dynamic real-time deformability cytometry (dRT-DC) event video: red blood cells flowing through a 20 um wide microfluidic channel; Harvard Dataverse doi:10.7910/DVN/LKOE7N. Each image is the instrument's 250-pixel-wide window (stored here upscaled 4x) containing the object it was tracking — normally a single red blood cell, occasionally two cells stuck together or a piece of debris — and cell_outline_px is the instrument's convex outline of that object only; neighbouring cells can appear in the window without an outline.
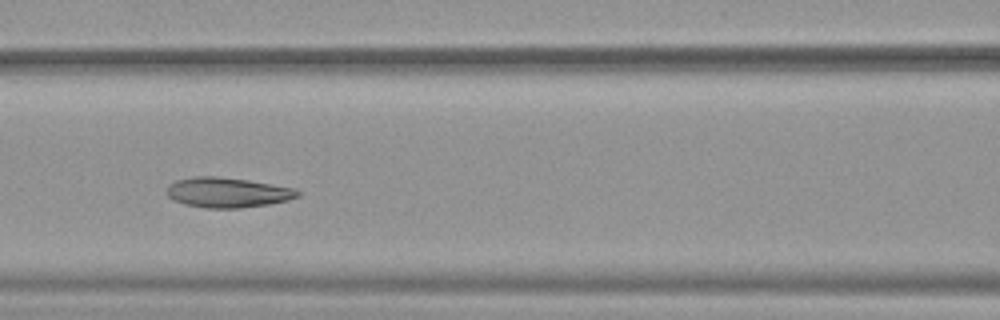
{"species": "common noctule bat (a hibernating species)", "species_latin": "Nyctalus noctula", "temperature_condition": "warm", "stored_images_in_passage": 35, "camera_frame_rate_fps": 3000, "um_per_image_px": 0.085, "animal": {"sex": "female", "body_mass_g": 19.9}, "frame": {"image": 1, "passage_image": 11, "time_ms": 3.333, "image_size_px": [1000, 320], "cell_outline_px": [[300, 196], [288, 200], [268, 204], [240, 208], [204, 208], [184, 204], [172, 200], [164, 192], [168, 184], [176, 180], [196, 176], [216, 176], [248, 180], [292, 188], [300, 192]], "centroid_in_image_um": [19.27, 16.36], "position_along_channel_um": 147.3, "area_um2": 23.0}, "authors_computed_cell_mechanics": {"area_um2": 22.0218, "velocity_mm_per_s": 3.8761, "shape_relaxation_time_tau1_ms": 3.1095, "shape_relaxation_time_tau2_ms": 2.6243, "deformation_change_tau1": 0.133, "deformation_change_tau2": 0.0652}}